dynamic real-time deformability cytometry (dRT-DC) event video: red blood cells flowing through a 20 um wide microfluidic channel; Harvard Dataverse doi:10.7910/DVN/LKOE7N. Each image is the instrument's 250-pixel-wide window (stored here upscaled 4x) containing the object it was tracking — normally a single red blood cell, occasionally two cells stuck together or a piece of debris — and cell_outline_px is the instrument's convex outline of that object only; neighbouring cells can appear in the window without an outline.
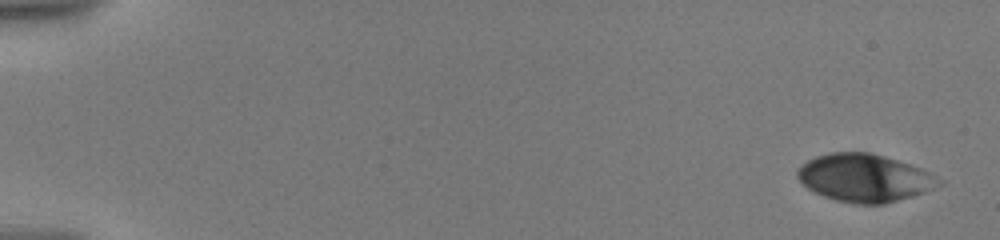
{"species": "human", "species_latin": "Homo sapiens", "temperature_condition": "warm", "stored_images_in_passage": 7, "camera_frame_rate_fps": 3000, "um_per_image_px": 0.085, "donor": {"sex": "male"}, "frame": {"image": 1, "passage_image": 1, "time_ms": 0.0, "image_size_px": [1000, 240], "cell_outline_px": [[944, 184], [924, 192], [912, 196], [884, 204], [856, 204], [836, 200], [824, 196], [808, 188], [796, 176], [796, 172], [808, 160], [816, 156], [832, 152], [868, 152], [884, 156], [920, 168], [944, 180]], "centroid_in_image_um": [73.51, 15.13], "position_along_channel_um": 11.5, "area_um2": 39.07}}
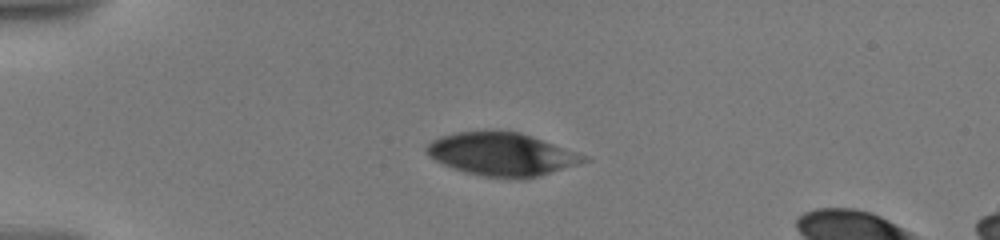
{"frame": {"image": 2, "passage_image": 5, "time_ms": 4.333, "image_size_px": [1000, 240], "cell_outline_px": [[592, 160], [580, 164], [540, 176], [524, 180], [512, 180], [484, 176], [464, 172], [452, 168], [428, 156], [424, 152], [424, 148], [432, 140], [440, 136], [456, 132], [520, 132], [532, 136], [588, 156]], "centroid_in_image_um": [42.68, 13.15], "position_along_channel_um": 42.3, "area_um2": 39.71}}
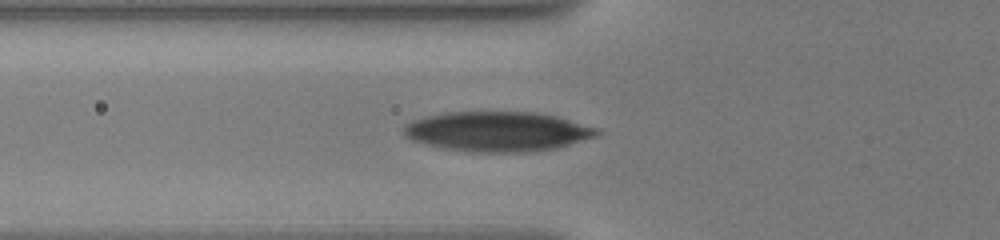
{"frame": {"image": 3, "passage_image": 7, "time_ms": 6.667, "image_size_px": [1000, 240], "cell_outline_px": [[604, 132], [600, 136], [560, 148], [532, 152], [468, 152], [440, 148], [424, 144], [412, 140], [404, 136], [404, 124], [412, 120], [424, 116], [448, 112], [536, 112], [556, 116], [600, 128]], "centroid_in_image_um": [42.35, 11.19], "position_along_channel_um": 83.4, "area_um2": 45.78}}